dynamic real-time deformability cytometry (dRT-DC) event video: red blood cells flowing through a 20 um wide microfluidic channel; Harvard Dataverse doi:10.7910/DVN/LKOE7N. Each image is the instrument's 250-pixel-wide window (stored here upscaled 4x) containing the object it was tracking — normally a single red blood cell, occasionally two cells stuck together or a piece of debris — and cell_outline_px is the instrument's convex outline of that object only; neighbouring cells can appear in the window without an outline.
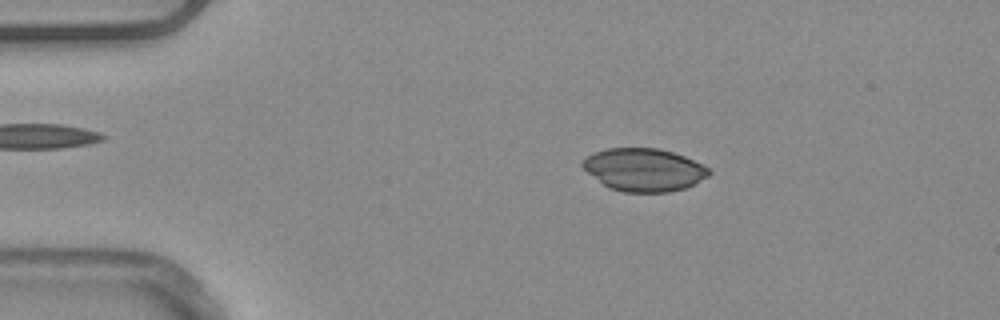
{"species": "common noctule bat (a hibernating species)", "species_latin": "Nyctalus noctula", "temperature_condition": "warm", "stored_images_in_passage": 51, "camera_frame_rate_fps": 3000, "um_per_image_px": 0.085, "animal": {"sex": "male", "body_mass_g": 20.4}, "frame": {"image": 1, "passage_image": 9, "time_ms": 2.667, "image_size_px": [1000, 320], "cell_outline_px": [[712, 172], [708, 176], [684, 188], [668, 192], [624, 192], [608, 188], [588, 172], [580, 164], [588, 156], [596, 152], [608, 148], [660, 148], [684, 156], [704, 164]], "centroid_in_image_um": [54.75, 14.43], "position_along_channel_um": 30.2, "area_um2": 31.33}}